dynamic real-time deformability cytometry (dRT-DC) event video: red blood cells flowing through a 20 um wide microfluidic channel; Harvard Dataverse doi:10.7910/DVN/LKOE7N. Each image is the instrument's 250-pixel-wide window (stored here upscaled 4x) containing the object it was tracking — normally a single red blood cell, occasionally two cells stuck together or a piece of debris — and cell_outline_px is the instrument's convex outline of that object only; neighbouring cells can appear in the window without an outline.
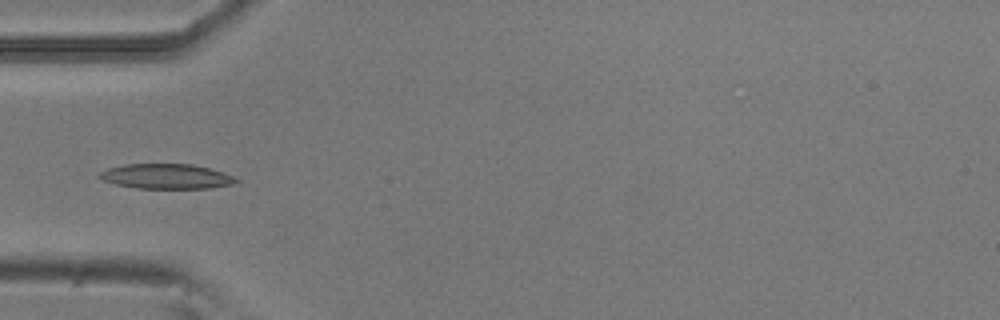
{"species": "common noctule bat (a hibernating species)", "species_latin": "Nyctalus noctula", "temperature_condition": "room temperature", "stored_images_in_passage": 1, "camera_frame_rate_fps": 3000, "um_per_image_px": 0.085, "animal": {"sex": "male", "body_mass_g": 20.5, "forearm_length_mm": 52.5}, "frame": {"image": 1, "passage_image": 1, "time_ms": 0.0, "image_size_px": [1000, 320], "cell_outline_px": [[240, 180], [236, 184], [212, 188], [136, 188], [116, 184], [100, 180], [96, 176], [100, 172], [108, 168], [124, 164], [192, 164], [208, 168], [232, 176]], "centroid_in_image_um": [14.11, 14.99], "position_along_channel_um": 70.9, "area_um2": 19.88}}